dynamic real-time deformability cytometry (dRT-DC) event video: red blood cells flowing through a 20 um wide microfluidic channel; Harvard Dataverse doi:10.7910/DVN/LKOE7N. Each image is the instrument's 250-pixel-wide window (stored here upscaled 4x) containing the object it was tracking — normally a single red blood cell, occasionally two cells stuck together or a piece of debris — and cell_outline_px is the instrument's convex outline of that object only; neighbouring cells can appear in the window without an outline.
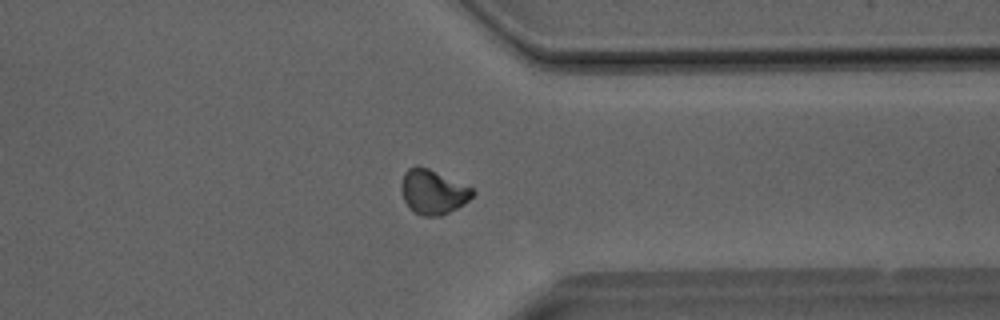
{"species": "Egyptian fruit bat (a non-hibernating species)", "species_latin": "Rousettus aegyptiacus", "temperature_condition": "room temperature", "stored_images_in_passage": 40, "camera_frame_rate_fps": 3000, "um_per_image_px": 0.085, "animal": {"sex": "male"}, "frame": {"image": 1, "passage_image": 31, "time_ms": 10.0, "image_size_px": [1000, 320], "cell_outline_px": [[476, 192], [464, 204], [440, 216], [420, 216], [408, 208], [404, 200], [400, 188], [400, 184], [404, 172], [408, 168], [416, 164], [428, 168], [472, 188]], "centroid_in_image_um": [36.75, 16.31], "position_along_channel_um": 374.6, "area_um2": 18.55}}
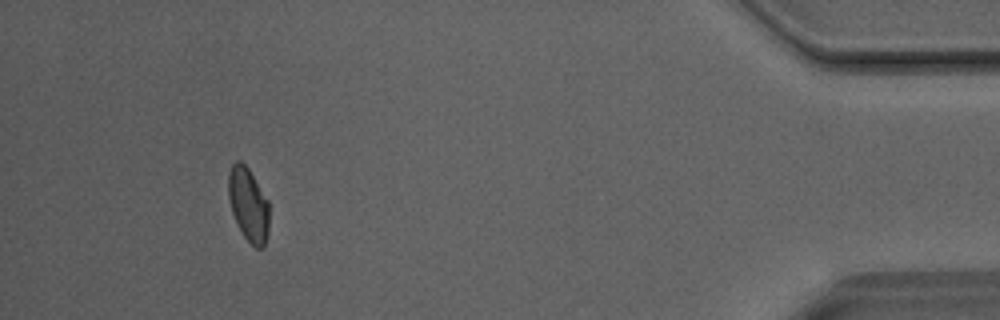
{"frame": {"image": 2, "passage_image": 37, "time_ms": 12.0, "image_size_px": [1000, 320], "cell_outline_px": [[268, 236], [264, 248], [256, 248], [244, 236], [232, 212], [228, 196], [228, 172], [232, 164], [236, 160], [240, 160], [248, 168], [268, 200]], "centroid_in_image_um": [21.11, 17.37], "position_along_channel_um": 414.1, "area_um2": 17.4}}